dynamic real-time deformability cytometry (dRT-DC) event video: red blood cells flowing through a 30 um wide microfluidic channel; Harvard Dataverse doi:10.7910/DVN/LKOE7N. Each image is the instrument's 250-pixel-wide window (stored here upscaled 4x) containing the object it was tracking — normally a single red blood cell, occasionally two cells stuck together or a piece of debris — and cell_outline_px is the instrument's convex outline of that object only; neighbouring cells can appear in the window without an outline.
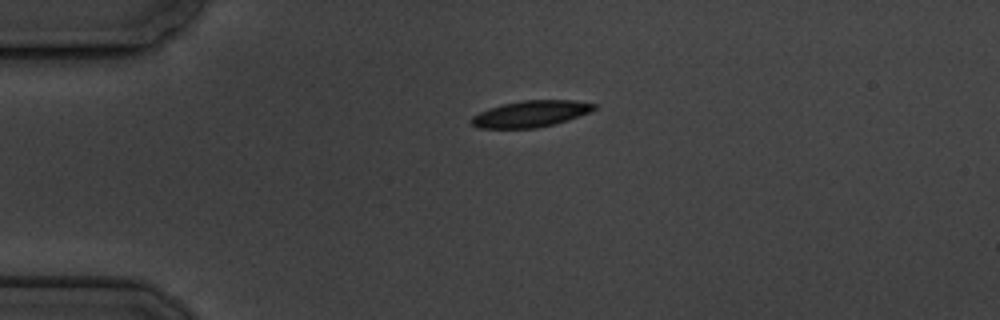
{"species": "common noctule bat (a hibernating species)", "species_latin": "Nyctalus noctula", "temperature_condition": "cold", "stored_images_in_passage": 6, "camera_frame_rate_fps": 3000, "um_per_image_px": 0.085, "animal": {"sex": "male", "body_mass_g": 19.5, "forearm_length_mm": 54.6}, "frame": {"image": 1, "passage_image": 6, "time_ms": 6.667, "image_size_px": [1000, 320], "cell_outline_px": [[596, 108], [588, 112], [568, 120], [536, 128], [480, 128], [472, 124], [468, 120], [472, 116], [488, 108], [504, 104], [524, 100], [572, 100], [596, 104]], "centroid_in_image_um": [45.07, 9.67], "position_along_channel_um": 39.9, "area_um2": 18.67}}